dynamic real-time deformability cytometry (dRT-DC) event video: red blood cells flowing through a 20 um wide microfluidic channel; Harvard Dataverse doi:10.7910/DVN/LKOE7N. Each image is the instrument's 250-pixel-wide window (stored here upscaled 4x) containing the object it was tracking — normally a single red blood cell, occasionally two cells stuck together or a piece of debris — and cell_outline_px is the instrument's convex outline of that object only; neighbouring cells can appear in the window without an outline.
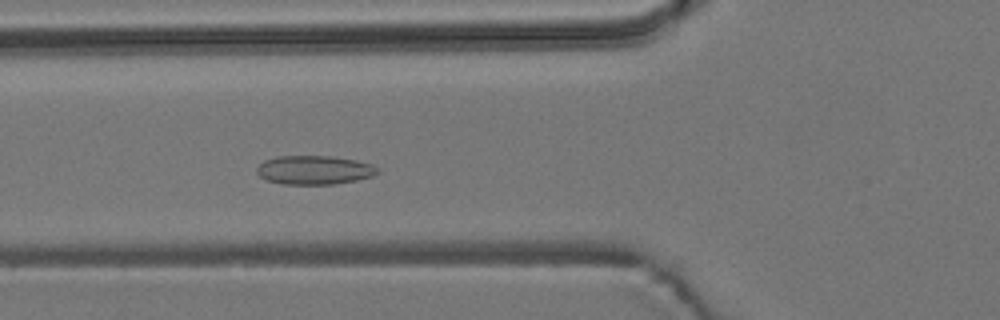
{"species": "common noctule bat (a hibernating species)", "species_latin": "Nyctalus noctula", "temperature_condition": "room temperature", "stored_images_in_passage": 3, "camera_frame_rate_fps": 3000, "um_per_image_px": 0.085, "animal": {"sex": "male", "body_mass_g": 19.2, "forearm_length_mm": 51.8}, "frame": {"image": 1, "passage_image": 3, "time_ms": 2.0, "image_size_px": [1000, 320], "cell_outline_px": [[380, 172], [372, 176], [356, 180], [332, 184], [280, 184], [268, 180], [260, 176], [256, 172], [256, 168], [264, 160], [276, 156], [332, 156], [356, 160], [372, 164], [380, 168]], "centroid_in_image_um": [26.73, 14.44], "position_along_channel_um": 99.1, "area_um2": 20.4}}